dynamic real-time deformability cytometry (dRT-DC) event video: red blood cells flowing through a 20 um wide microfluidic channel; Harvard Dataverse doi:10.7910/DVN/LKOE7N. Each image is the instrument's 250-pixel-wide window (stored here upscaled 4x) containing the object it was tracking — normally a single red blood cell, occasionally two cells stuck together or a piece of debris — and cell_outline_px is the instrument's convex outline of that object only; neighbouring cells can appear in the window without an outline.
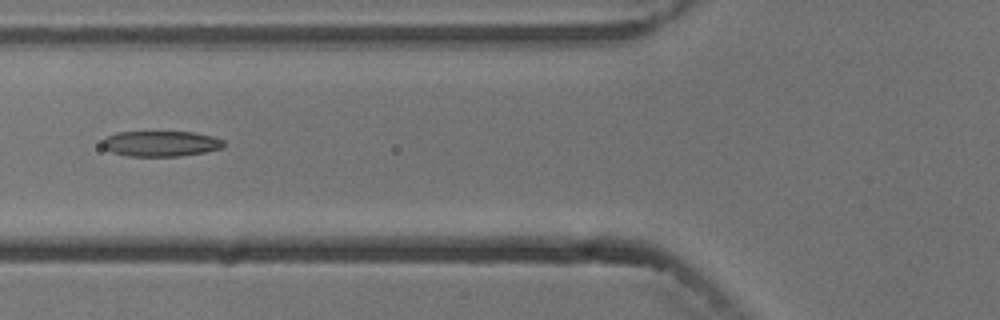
{"species": "common noctule bat (a hibernating species)", "species_latin": "Nyctalus noctula", "temperature_condition": "cold", "stored_images_in_passage": 9, "camera_frame_rate_fps": 3000, "um_per_image_px": 0.085, "animal": {"sex": "male", "body_mass_g": 13.3}, "frame": {"image": 1, "passage_image": 6, "time_ms": 6.667, "image_size_px": [1000, 320], "cell_outline_px": [[224, 148], [204, 152], [180, 156], [128, 156], [112, 152], [104, 148], [100, 144], [108, 136], [116, 132], [192, 132], [212, 136], [224, 140]], "centroid_in_image_um": [13.67, 12.21], "position_along_channel_um": 112.1, "area_um2": 18.03}}
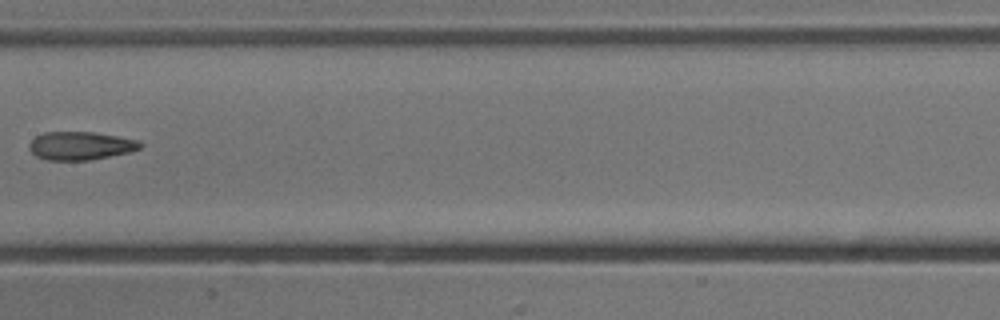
{"frame": {"image": 2, "passage_image": 8, "time_ms": 9.0, "image_size_px": [1000, 320], "cell_outline_px": [[144, 144], [140, 148], [128, 152], [92, 160], [44, 160], [36, 156], [28, 148], [28, 144], [36, 136], [44, 132], [92, 132], [140, 140]], "centroid_in_image_um": [6.83, 12.39], "position_along_channel_um": 200.6, "area_um2": 18.32}}
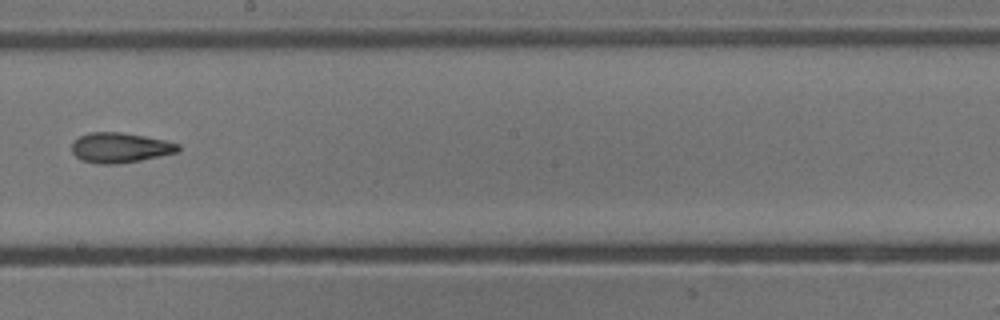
{"frame": {"image": 3, "passage_image": 9, "time_ms": 10.0, "image_size_px": [1000, 320], "cell_outline_px": [[180, 148], [176, 152], [140, 160], [116, 164], [100, 164], [80, 160], [72, 152], [72, 144], [80, 136], [88, 132], [120, 132], [144, 136], [164, 140], [180, 144]], "centroid_in_image_um": [10.18, 12.55], "position_along_channel_um": 238.0, "area_um2": 18.44}}